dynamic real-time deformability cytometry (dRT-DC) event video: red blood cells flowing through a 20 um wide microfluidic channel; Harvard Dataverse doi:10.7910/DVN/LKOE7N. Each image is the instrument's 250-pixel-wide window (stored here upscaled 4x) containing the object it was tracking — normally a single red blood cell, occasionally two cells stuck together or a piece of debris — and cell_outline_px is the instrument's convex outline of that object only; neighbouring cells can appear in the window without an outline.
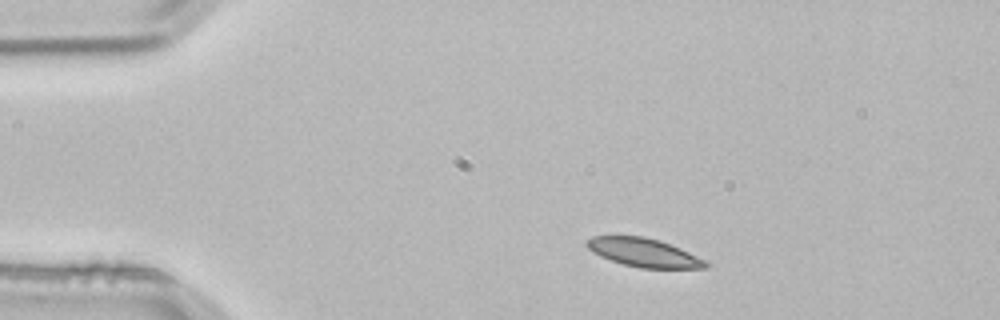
{"species": "common noctule bat (a hibernating species)", "species_latin": "Nyctalus noctula", "temperature_condition": "room temperature", "stored_images_in_passage": 2, "camera_frame_rate_fps": 3000, "um_per_image_px": 0.085, "animal": {"sex": "male", "body_mass_g": 21.5, "forearm_length_mm": 52.0}, "frame": {"image": 1, "passage_image": 1, "time_ms": 0.0, "image_size_px": [1000, 320], "cell_outline_px": [[708, 268], [640, 268], [624, 264], [600, 256], [592, 252], [584, 244], [584, 240], [592, 236], [644, 236], [660, 240], [680, 248], [708, 260]], "centroid_in_image_um": [54.72, 21.46], "position_along_channel_um": 30.3, "area_um2": 19.94}}